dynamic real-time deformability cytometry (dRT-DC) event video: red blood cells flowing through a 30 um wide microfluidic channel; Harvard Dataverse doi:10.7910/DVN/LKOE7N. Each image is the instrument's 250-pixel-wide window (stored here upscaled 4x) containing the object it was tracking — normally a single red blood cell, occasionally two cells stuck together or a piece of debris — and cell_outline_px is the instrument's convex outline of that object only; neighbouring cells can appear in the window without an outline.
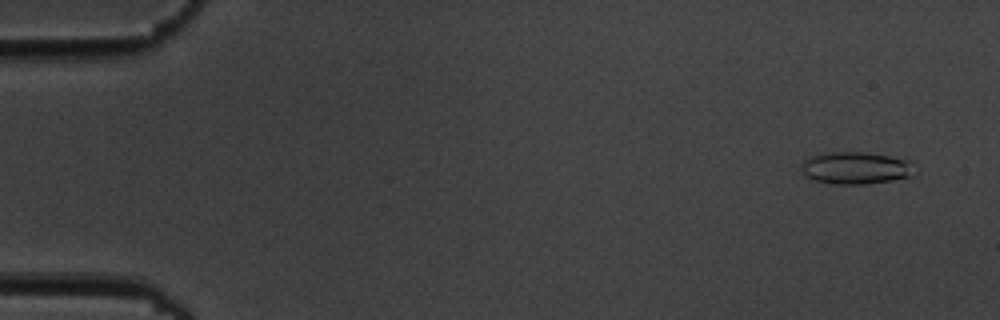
{"species": "common noctule bat (a hibernating species)", "species_latin": "Nyctalus noctula", "temperature_condition": "cold", "stored_images_in_passage": 6, "camera_frame_rate_fps": 3000, "um_per_image_px": 0.085, "animal": {"sex": "male", "body_mass_g": 19.5, "forearm_length_mm": 54.6}, "frame": {"image": 1, "passage_image": 2, "time_ms": 1.0, "image_size_px": [1000, 320], "cell_outline_px": [[908, 176], [892, 180], [864, 184], [836, 184], [816, 180], [804, 176], [800, 168], [804, 160], [812, 156], [828, 152], [860, 152], [888, 156], [908, 160]], "centroid_in_image_um": [72.59, 14.28], "position_along_channel_um": 12.4, "area_um2": 20.52}}
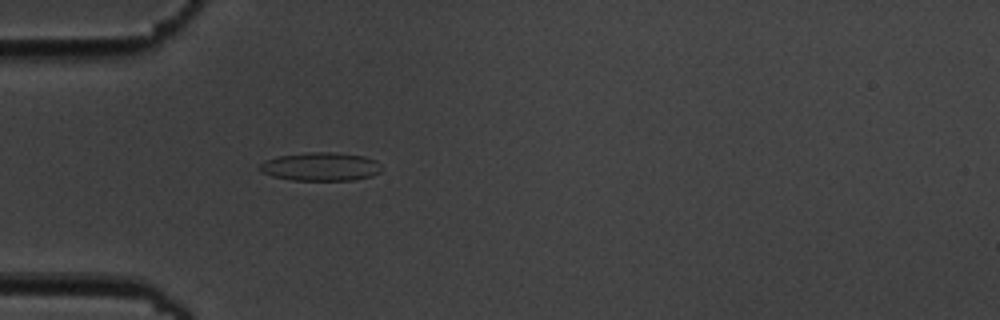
{"frame": {"image": 2, "passage_image": 6, "time_ms": 5.667, "image_size_px": [1000, 320], "cell_outline_px": [[384, 168], [380, 172], [372, 176], [352, 180], [292, 180], [272, 176], [260, 172], [260, 164], [264, 160], [280, 156], [308, 152], [332, 152], [364, 156], [376, 160]], "centroid_in_image_um": [27.28, 14.16], "position_along_channel_um": 57.7, "area_um2": 20.29}}